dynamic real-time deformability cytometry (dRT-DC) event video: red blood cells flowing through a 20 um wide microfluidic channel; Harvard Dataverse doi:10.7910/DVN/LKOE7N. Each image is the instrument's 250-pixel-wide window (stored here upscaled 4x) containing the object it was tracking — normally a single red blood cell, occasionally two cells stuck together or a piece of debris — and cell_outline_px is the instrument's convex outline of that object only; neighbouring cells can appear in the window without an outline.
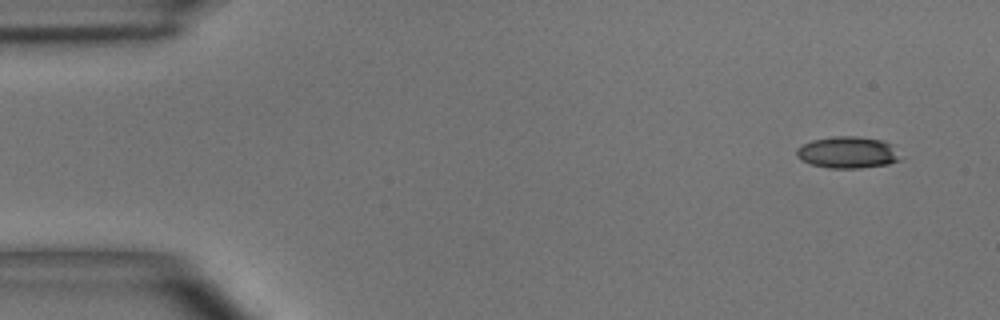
{"species": "common noctule bat (a hibernating species)", "species_latin": "Nyctalus noctula", "temperature_condition": "room temperature", "stored_images_in_passage": 4, "camera_frame_rate_fps": 3000, "um_per_image_px": 0.085, "animal": {"sex": "male", "body_mass_g": 15.6}, "frame": {"image": 1, "passage_image": 1, "time_ms": 0.0, "image_size_px": [1000, 320], "cell_outline_px": [[900, 160], [888, 164], [860, 168], [828, 168], [812, 164], [800, 160], [796, 156], [796, 148], [812, 140], [836, 136], [856, 136], [880, 140], [892, 144]], "centroid_in_image_um": [72.01, 12.96], "position_along_channel_um": 13.0, "area_um2": 19.02}}
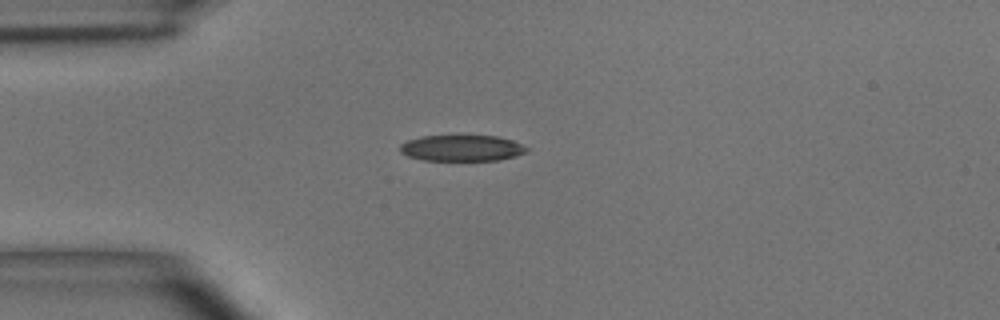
{"frame": {"image": 2, "passage_image": 4, "time_ms": 3.333, "image_size_px": [1000, 320], "cell_outline_px": [[528, 152], [516, 156], [500, 160], [424, 160], [408, 156], [400, 152], [400, 144], [408, 140], [420, 136], [460, 132], [496, 136], [512, 140], [528, 148]], "centroid_in_image_um": [39.24, 12.53], "position_along_channel_um": 45.8, "area_um2": 20.29}}